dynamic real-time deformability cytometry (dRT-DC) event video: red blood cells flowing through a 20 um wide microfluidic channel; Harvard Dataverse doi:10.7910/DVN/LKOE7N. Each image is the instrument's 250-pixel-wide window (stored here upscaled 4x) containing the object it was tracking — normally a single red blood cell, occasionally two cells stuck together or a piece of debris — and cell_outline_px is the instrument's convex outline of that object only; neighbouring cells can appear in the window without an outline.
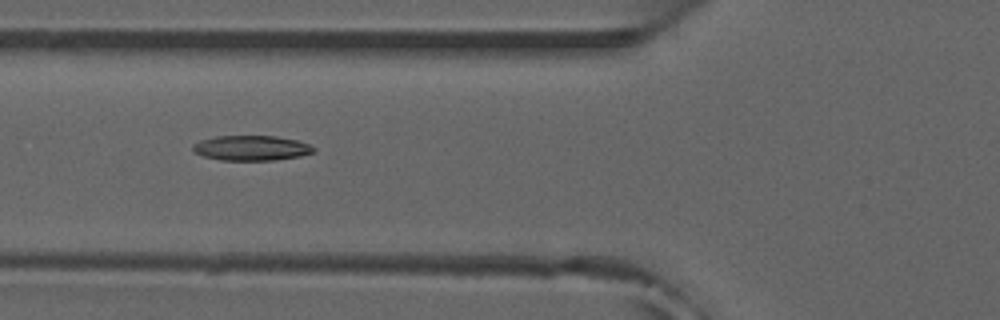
{"species": "common noctule bat (a hibernating species)", "species_latin": "Nyctalus noctula", "temperature_condition": "room temperature", "stored_images_in_passage": 46, "camera_frame_rate_fps": 3000, "um_per_image_px": 0.085, "animal": {"sex": "male", "forearm_length_mm": 52.5}, "frame": {"image": 1, "passage_image": 14, "time_ms": 4.333, "image_size_px": [1000, 320], "cell_outline_px": [[316, 152], [300, 156], [276, 160], [220, 160], [204, 156], [192, 152], [192, 144], [200, 140], [216, 136], [276, 136], [296, 140], [308, 144], [316, 148]], "centroid_in_image_um": [21.35, 12.58], "position_along_channel_um": 104.4, "area_um2": 17.74}}